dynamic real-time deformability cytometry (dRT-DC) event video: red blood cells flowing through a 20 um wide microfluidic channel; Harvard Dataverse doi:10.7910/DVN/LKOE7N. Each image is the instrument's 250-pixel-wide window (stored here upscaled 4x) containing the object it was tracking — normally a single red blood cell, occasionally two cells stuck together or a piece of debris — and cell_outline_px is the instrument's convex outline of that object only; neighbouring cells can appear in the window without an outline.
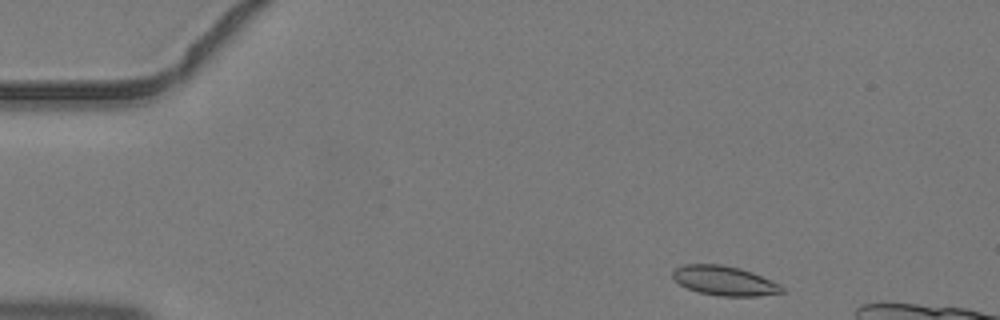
{"species": "common noctule bat (a hibernating species)", "species_latin": "Nyctalus noctula", "temperature_condition": "warm", "stored_images_in_passage": 4, "camera_frame_rate_fps": 3000, "um_per_image_px": 0.085, "animal": {"sex": "male", "body_mass_g": 19.2, "forearm_length_mm": 51.8}, "frame": {"image": 1, "passage_image": 1, "time_ms": 0.0, "image_size_px": [1000, 320], "cell_outline_px": [[784, 292], [760, 296], [720, 296], [700, 292], [688, 288], [680, 284], [672, 276], [672, 272], [676, 268], [684, 264], [720, 264], [740, 268], [752, 272], [780, 284], [784, 288]], "centroid_in_image_um": [61.6, 23.86], "position_along_channel_um": 23.4, "area_um2": 18.67}}
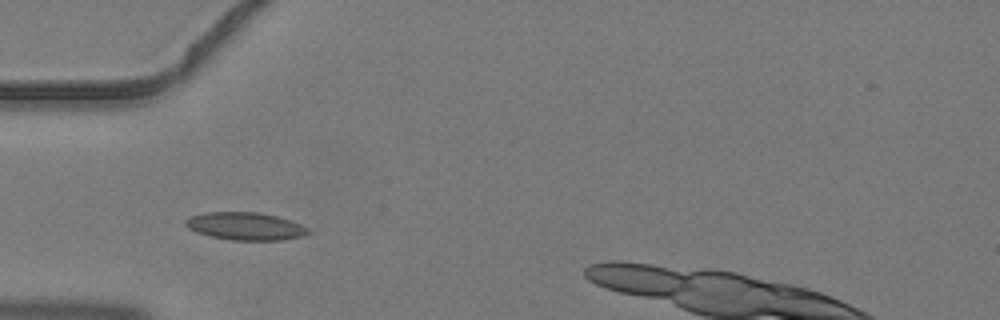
{"frame": {"image": 2, "passage_image": 3, "time_ms": 0.667, "image_size_px": [1000, 320], "cell_outline_px": [[312, 232], [304, 236], [284, 240], [232, 240], [212, 236], [196, 232], [188, 228], [184, 224], [184, 220], [192, 216], [204, 212], [256, 212], [276, 216], [292, 220], [308, 228]], "centroid_in_image_um": [20.89, 19.23], "position_along_channel_um": 64.1, "area_um2": 19.88}}
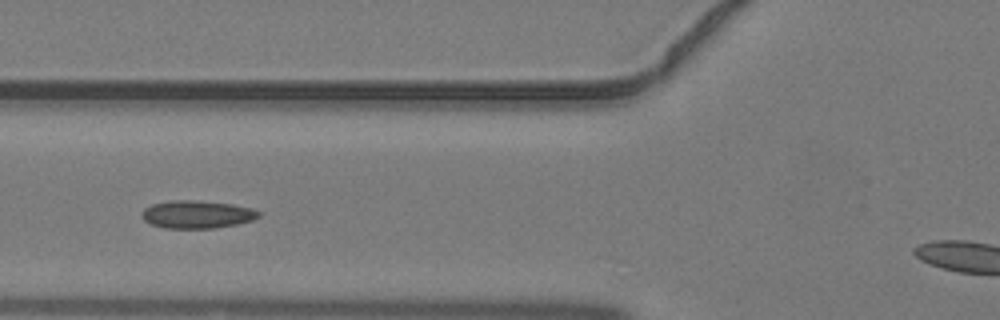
{"frame": {"image": 3, "passage_image": 4, "time_ms": 1.0, "image_size_px": [1000, 320], "cell_outline_px": [[260, 216], [252, 220], [236, 224], [212, 228], [164, 228], [152, 224], [144, 220], [144, 208], [152, 204], [172, 200], [192, 200], [232, 204], [252, 208], [260, 212]], "centroid_in_image_um": [16.77, 18.22], "position_along_channel_um": 109.0, "area_um2": 18.67}}